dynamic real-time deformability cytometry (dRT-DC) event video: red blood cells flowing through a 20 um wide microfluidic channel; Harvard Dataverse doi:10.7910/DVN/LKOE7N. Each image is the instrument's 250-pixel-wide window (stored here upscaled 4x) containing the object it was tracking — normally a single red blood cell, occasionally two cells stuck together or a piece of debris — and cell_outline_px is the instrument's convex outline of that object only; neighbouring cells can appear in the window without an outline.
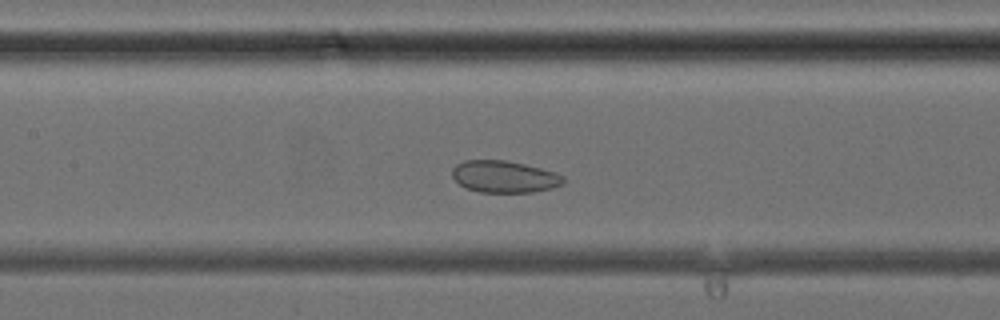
{"species": "common noctule bat (a hibernating species)", "species_latin": "Nyctalus noctula", "temperature_condition": "cold", "stored_images_in_passage": 38, "camera_frame_rate_fps": 3000, "um_per_image_px": 0.085, "animal": {"sex": "female", "body_mass_g": 24.6, "forearm_length_mm": 56.2}, "frame": {"image": 1, "passage_image": 16, "time_ms": 5.0, "image_size_px": [1000, 320], "cell_outline_px": [[564, 184], [552, 188], [532, 192], [480, 192], [468, 188], [460, 184], [452, 176], [452, 168], [456, 164], [464, 160], [504, 160], [524, 164], [556, 172], [564, 176]], "centroid_in_image_um": [42.88, 15.01], "position_along_channel_um": 164.5, "area_um2": 20.63}}
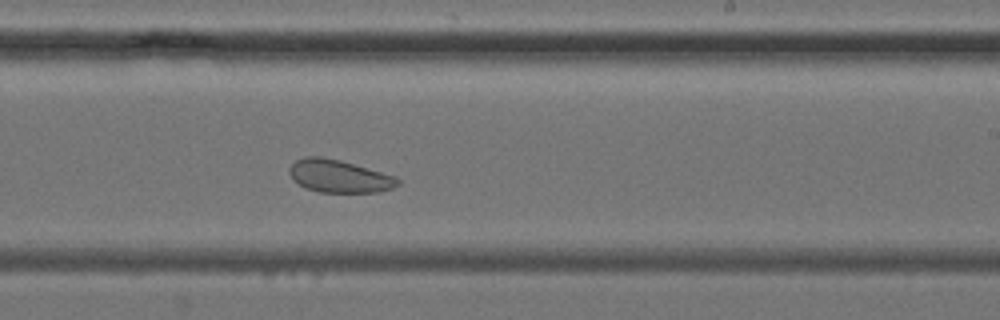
{"frame": {"image": 2, "passage_image": 22, "time_ms": 7.0, "image_size_px": [1000, 320], "cell_outline_px": [[400, 184], [392, 188], [376, 192], [320, 192], [308, 188], [292, 180], [288, 172], [288, 168], [296, 160], [304, 156], [320, 156], [340, 160], [396, 176], [400, 180]], "centroid_in_image_um": [28.81, 14.96], "position_along_channel_um": 260.2, "area_um2": 20.63}}
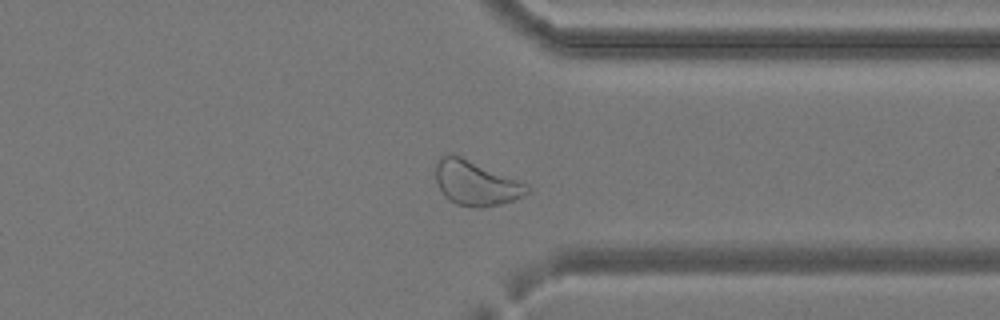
{"frame": {"image": 3, "passage_image": 29, "time_ms": 9.333, "image_size_px": [1000, 320], "cell_outline_px": [[532, 192], [512, 200], [500, 204], [480, 208], [476, 208], [456, 204], [448, 200], [444, 196], [436, 180], [436, 160], [440, 156], [448, 152], [452, 152], [528, 184]], "centroid_in_image_um": [40.43, 15.54], "position_along_channel_um": 371.0, "area_um2": 24.1}}